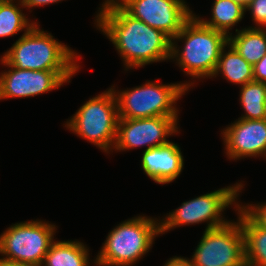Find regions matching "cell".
<instances>
[{
	"label": "cell",
	"mask_w": 266,
	"mask_h": 266,
	"mask_svg": "<svg viewBox=\"0 0 266 266\" xmlns=\"http://www.w3.org/2000/svg\"><path fill=\"white\" fill-rule=\"evenodd\" d=\"M98 12L96 27L114 44L127 70L171 59L172 39L133 18L115 0H105Z\"/></svg>",
	"instance_id": "1"
},
{
	"label": "cell",
	"mask_w": 266,
	"mask_h": 266,
	"mask_svg": "<svg viewBox=\"0 0 266 266\" xmlns=\"http://www.w3.org/2000/svg\"><path fill=\"white\" fill-rule=\"evenodd\" d=\"M35 23L1 58L18 69L42 71H79V56L69 46L58 42Z\"/></svg>",
	"instance_id": "2"
},
{
	"label": "cell",
	"mask_w": 266,
	"mask_h": 266,
	"mask_svg": "<svg viewBox=\"0 0 266 266\" xmlns=\"http://www.w3.org/2000/svg\"><path fill=\"white\" fill-rule=\"evenodd\" d=\"M184 41L180 49L176 41ZM228 36L203 25L194 15L172 39L171 59L193 78H212ZM179 48V49H177Z\"/></svg>",
	"instance_id": "3"
},
{
	"label": "cell",
	"mask_w": 266,
	"mask_h": 266,
	"mask_svg": "<svg viewBox=\"0 0 266 266\" xmlns=\"http://www.w3.org/2000/svg\"><path fill=\"white\" fill-rule=\"evenodd\" d=\"M160 233V221L137 216L116 225L96 255V266H132L151 249Z\"/></svg>",
	"instance_id": "4"
},
{
	"label": "cell",
	"mask_w": 266,
	"mask_h": 266,
	"mask_svg": "<svg viewBox=\"0 0 266 266\" xmlns=\"http://www.w3.org/2000/svg\"><path fill=\"white\" fill-rule=\"evenodd\" d=\"M193 84L194 82L187 81L172 84L147 81L143 85L119 92L112 87L117 100L119 118L178 117L176 101Z\"/></svg>",
	"instance_id": "5"
},
{
	"label": "cell",
	"mask_w": 266,
	"mask_h": 266,
	"mask_svg": "<svg viewBox=\"0 0 266 266\" xmlns=\"http://www.w3.org/2000/svg\"><path fill=\"white\" fill-rule=\"evenodd\" d=\"M118 120L117 100L110 87L86 101L65 127L109 153L115 144Z\"/></svg>",
	"instance_id": "6"
},
{
	"label": "cell",
	"mask_w": 266,
	"mask_h": 266,
	"mask_svg": "<svg viewBox=\"0 0 266 266\" xmlns=\"http://www.w3.org/2000/svg\"><path fill=\"white\" fill-rule=\"evenodd\" d=\"M243 186L241 182L236 183L234 186L220 188L183 202L180 207L160 221V233L164 234L177 226H189V224L202 222H207L205 230L227 224L229 221L222 217V212L232 204H235L236 209L239 207L240 203L236 201Z\"/></svg>",
	"instance_id": "7"
},
{
	"label": "cell",
	"mask_w": 266,
	"mask_h": 266,
	"mask_svg": "<svg viewBox=\"0 0 266 266\" xmlns=\"http://www.w3.org/2000/svg\"><path fill=\"white\" fill-rule=\"evenodd\" d=\"M56 229L54 224L42 220L11 225L0 235V261L42 265L55 241Z\"/></svg>",
	"instance_id": "8"
},
{
	"label": "cell",
	"mask_w": 266,
	"mask_h": 266,
	"mask_svg": "<svg viewBox=\"0 0 266 266\" xmlns=\"http://www.w3.org/2000/svg\"><path fill=\"white\" fill-rule=\"evenodd\" d=\"M193 266H246L244 234L237 222L206 229L192 258Z\"/></svg>",
	"instance_id": "9"
},
{
	"label": "cell",
	"mask_w": 266,
	"mask_h": 266,
	"mask_svg": "<svg viewBox=\"0 0 266 266\" xmlns=\"http://www.w3.org/2000/svg\"><path fill=\"white\" fill-rule=\"evenodd\" d=\"M133 18L161 30L171 39L193 16L184 0H115Z\"/></svg>",
	"instance_id": "10"
},
{
	"label": "cell",
	"mask_w": 266,
	"mask_h": 266,
	"mask_svg": "<svg viewBox=\"0 0 266 266\" xmlns=\"http://www.w3.org/2000/svg\"><path fill=\"white\" fill-rule=\"evenodd\" d=\"M178 117L119 118L113 150L126 151L147 146L145 150L170 142L166 138L178 131Z\"/></svg>",
	"instance_id": "11"
},
{
	"label": "cell",
	"mask_w": 266,
	"mask_h": 266,
	"mask_svg": "<svg viewBox=\"0 0 266 266\" xmlns=\"http://www.w3.org/2000/svg\"><path fill=\"white\" fill-rule=\"evenodd\" d=\"M1 64L10 70L0 73V100L34 97L58 89L78 71H42L18 69L8 65L2 58Z\"/></svg>",
	"instance_id": "12"
},
{
	"label": "cell",
	"mask_w": 266,
	"mask_h": 266,
	"mask_svg": "<svg viewBox=\"0 0 266 266\" xmlns=\"http://www.w3.org/2000/svg\"><path fill=\"white\" fill-rule=\"evenodd\" d=\"M228 159L266 156V119H239L221 132Z\"/></svg>",
	"instance_id": "13"
},
{
	"label": "cell",
	"mask_w": 266,
	"mask_h": 266,
	"mask_svg": "<svg viewBox=\"0 0 266 266\" xmlns=\"http://www.w3.org/2000/svg\"><path fill=\"white\" fill-rule=\"evenodd\" d=\"M141 167L155 183L167 184L178 178L184 167L179 145L173 142L144 150Z\"/></svg>",
	"instance_id": "14"
},
{
	"label": "cell",
	"mask_w": 266,
	"mask_h": 266,
	"mask_svg": "<svg viewBox=\"0 0 266 266\" xmlns=\"http://www.w3.org/2000/svg\"><path fill=\"white\" fill-rule=\"evenodd\" d=\"M235 211L244 234L245 265L266 266V229L255 224L239 207Z\"/></svg>",
	"instance_id": "15"
},
{
	"label": "cell",
	"mask_w": 266,
	"mask_h": 266,
	"mask_svg": "<svg viewBox=\"0 0 266 266\" xmlns=\"http://www.w3.org/2000/svg\"><path fill=\"white\" fill-rule=\"evenodd\" d=\"M228 43L252 66L266 54V29L257 27L236 29Z\"/></svg>",
	"instance_id": "16"
},
{
	"label": "cell",
	"mask_w": 266,
	"mask_h": 266,
	"mask_svg": "<svg viewBox=\"0 0 266 266\" xmlns=\"http://www.w3.org/2000/svg\"><path fill=\"white\" fill-rule=\"evenodd\" d=\"M89 248L76 241H54L42 266H89Z\"/></svg>",
	"instance_id": "17"
},
{
	"label": "cell",
	"mask_w": 266,
	"mask_h": 266,
	"mask_svg": "<svg viewBox=\"0 0 266 266\" xmlns=\"http://www.w3.org/2000/svg\"><path fill=\"white\" fill-rule=\"evenodd\" d=\"M225 49L228 51L226 52ZM218 74H223L226 80L241 86L254 80L253 66L229 43L222 49L217 67L212 77H216Z\"/></svg>",
	"instance_id": "18"
},
{
	"label": "cell",
	"mask_w": 266,
	"mask_h": 266,
	"mask_svg": "<svg viewBox=\"0 0 266 266\" xmlns=\"http://www.w3.org/2000/svg\"><path fill=\"white\" fill-rule=\"evenodd\" d=\"M245 8L232 0H215L212 6L210 20H204L193 14L203 25L214 30L221 31L229 36V30H232L245 15Z\"/></svg>",
	"instance_id": "19"
},
{
	"label": "cell",
	"mask_w": 266,
	"mask_h": 266,
	"mask_svg": "<svg viewBox=\"0 0 266 266\" xmlns=\"http://www.w3.org/2000/svg\"><path fill=\"white\" fill-rule=\"evenodd\" d=\"M0 0V38L10 37L20 31L27 32L35 23L29 22L21 9L24 7L21 0ZM19 5L21 7H19Z\"/></svg>",
	"instance_id": "20"
},
{
	"label": "cell",
	"mask_w": 266,
	"mask_h": 266,
	"mask_svg": "<svg viewBox=\"0 0 266 266\" xmlns=\"http://www.w3.org/2000/svg\"><path fill=\"white\" fill-rule=\"evenodd\" d=\"M240 88L239 100L245 115L239 119H266V84L253 80Z\"/></svg>",
	"instance_id": "21"
},
{
	"label": "cell",
	"mask_w": 266,
	"mask_h": 266,
	"mask_svg": "<svg viewBox=\"0 0 266 266\" xmlns=\"http://www.w3.org/2000/svg\"><path fill=\"white\" fill-rule=\"evenodd\" d=\"M239 208L257 225L266 229V203L239 205Z\"/></svg>",
	"instance_id": "22"
},
{
	"label": "cell",
	"mask_w": 266,
	"mask_h": 266,
	"mask_svg": "<svg viewBox=\"0 0 266 266\" xmlns=\"http://www.w3.org/2000/svg\"><path fill=\"white\" fill-rule=\"evenodd\" d=\"M245 11L251 12L252 21H254L257 28L266 27V0H253L245 8Z\"/></svg>",
	"instance_id": "23"
},
{
	"label": "cell",
	"mask_w": 266,
	"mask_h": 266,
	"mask_svg": "<svg viewBox=\"0 0 266 266\" xmlns=\"http://www.w3.org/2000/svg\"><path fill=\"white\" fill-rule=\"evenodd\" d=\"M254 81L266 84V54L253 65Z\"/></svg>",
	"instance_id": "24"
},
{
	"label": "cell",
	"mask_w": 266,
	"mask_h": 266,
	"mask_svg": "<svg viewBox=\"0 0 266 266\" xmlns=\"http://www.w3.org/2000/svg\"><path fill=\"white\" fill-rule=\"evenodd\" d=\"M62 0H21L23 8H33V7H39L44 6L48 4H53L57 2H61Z\"/></svg>",
	"instance_id": "25"
},
{
	"label": "cell",
	"mask_w": 266,
	"mask_h": 266,
	"mask_svg": "<svg viewBox=\"0 0 266 266\" xmlns=\"http://www.w3.org/2000/svg\"><path fill=\"white\" fill-rule=\"evenodd\" d=\"M164 266H193L192 262L189 260V258L187 259L186 257H177L174 256L172 258H170L165 264Z\"/></svg>",
	"instance_id": "26"
},
{
	"label": "cell",
	"mask_w": 266,
	"mask_h": 266,
	"mask_svg": "<svg viewBox=\"0 0 266 266\" xmlns=\"http://www.w3.org/2000/svg\"><path fill=\"white\" fill-rule=\"evenodd\" d=\"M0 266H42V265L31 264V263L0 261Z\"/></svg>",
	"instance_id": "27"
},
{
	"label": "cell",
	"mask_w": 266,
	"mask_h": 266,
	"mask_svg": "<svg viewBox=\"0 0 266 266\" xmlns=\"http://www.w3.org/2000/svg\"><path fill=\"white\" fill-rule=\"evenodd\" d=\"M232 1L241 4L244 8H246L248 5H250L253 2V0H232Z\"/></svg>",
	"instance_id": "28"
}]
</instances>
